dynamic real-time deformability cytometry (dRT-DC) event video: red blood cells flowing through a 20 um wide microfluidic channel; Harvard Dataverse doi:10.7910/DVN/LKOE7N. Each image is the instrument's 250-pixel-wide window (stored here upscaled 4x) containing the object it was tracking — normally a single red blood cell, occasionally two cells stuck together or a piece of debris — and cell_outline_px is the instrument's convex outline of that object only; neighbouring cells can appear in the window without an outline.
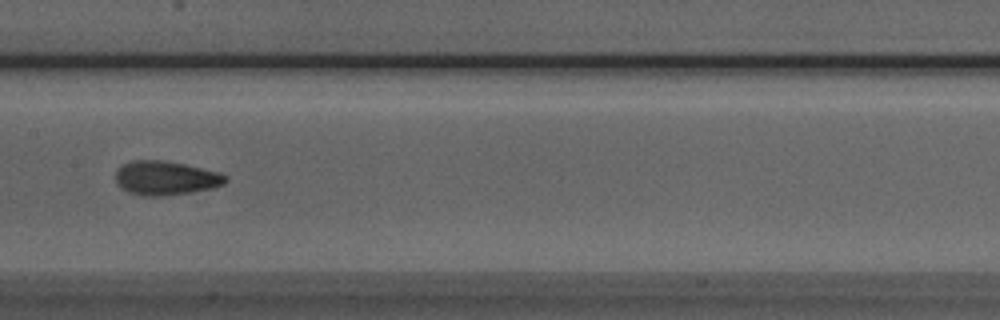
{"species": "Egyptian fruit bat (a non-hibernating species)", "species_latin": "Rousettus aegyptiacus", "temperature_condition": "room temperature", "stored_images_in_passage": 21, "camera_frame_rate_fps": 3000, "um_per_image_px": 0.085, "animal": {"sex": "male"}, "frame": {"image": 1, "passage_image": 12, "time_ms": 3.667, "image_size_px": [1000, 320], "cell_outline_px": [[228, 180], [224, 184], [212, 188], [192, 192], [164, 196], [144, 196], [128, 192], [116, 184], [116, 172], [124, 164], [132, 160], [160, 160], [184, 164], [220, 172], [228, 176]], "centroid_in_image_um": [14.11, 15.14], "position_along_channel_um": 193.3, "area_um2": 21.85}}
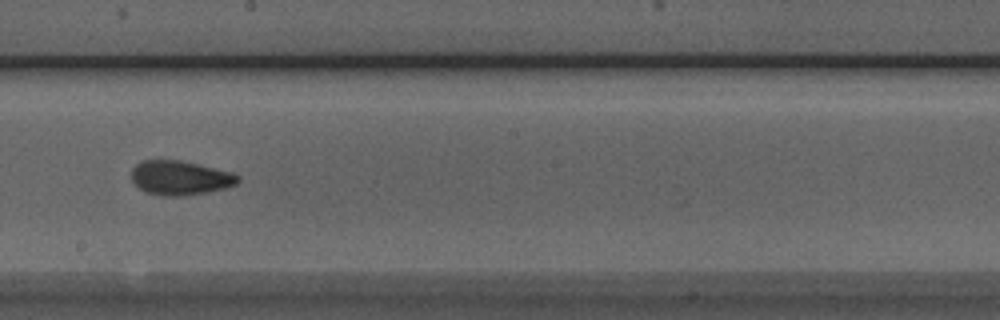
{"frame": {"image": 2, "passage_image": 15, "time_ms": 4.667, "image_size_px": [1000, 320], "cell_outline_px": [[240, 180], [236, 184], [224, 188], [204, 192], [180, 196], [160, 196], [144, 192], [132, 184], [132, 168], [140, 160], [180, 160], [232, 172], [240, 176]], "centroid_in_image_um": [15.26, 15.12], "position_along_channel_um": 232.9, "area_um2": 21.39}}
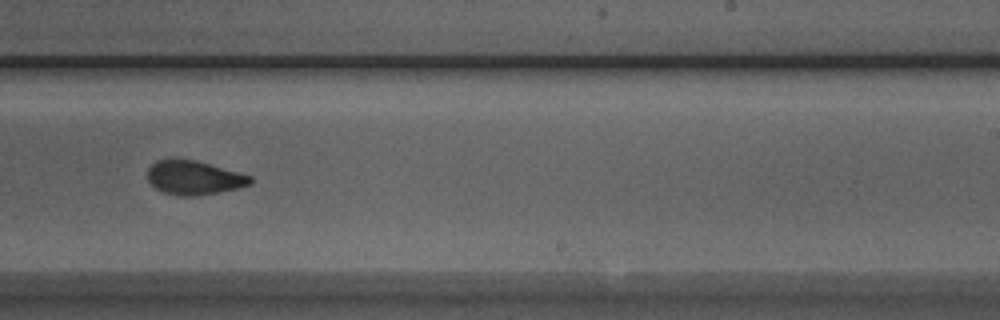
{"frame": {"image": 3, "passage_image": 18, "time_ms": 5.667, "image_size_px": [1000, 320], "cell_outline_px": [[252, 184], [236, 188], [216, 192], [192, 196], [176, 196], [164, 192], [156, 188], [148, 180], [148, 168], [156, 160], [172, 156], [196, 160], [252, 176]], "centroid_in_image_um": [16.44, 15.06], "position_along_channel_um": 272.6, "area_um2": 20.58}}